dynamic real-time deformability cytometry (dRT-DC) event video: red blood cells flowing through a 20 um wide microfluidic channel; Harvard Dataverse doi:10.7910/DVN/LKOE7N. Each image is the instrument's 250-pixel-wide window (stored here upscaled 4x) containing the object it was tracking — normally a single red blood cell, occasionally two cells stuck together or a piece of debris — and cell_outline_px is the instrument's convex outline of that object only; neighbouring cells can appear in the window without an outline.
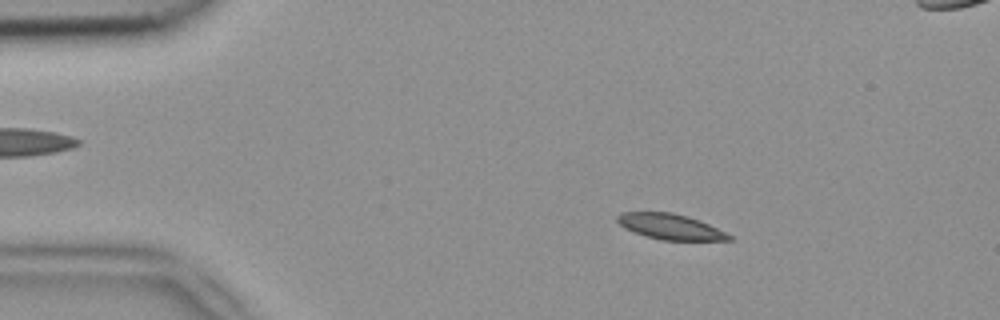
{"species": "common noctule bat (a hibernating species)", "species_latin": "Nyctalus noctula", "temperature_condition": "room temperature", "stored_images_in_passage": 49, "segment_of_instrument_passage": [1, 2], "camera_frame_rate_fps": 3000, "um_per_image_px": 0.085, "animal": {"sex": "female", "body_mass_g": 18.4}, "frame": {"image": 1, "passage_image": 5, "time_ms": 1.333, "image_size_px": [1000, 320], "cell_outline_px": [[732, 240], [660, 240], [644, 236], [624, 228], [616, 220], [616, 216], [620, 212], [672, 212], [688, 216], [700, 220], [732, 236]], "centroid_in_image_um": [56.93, 19.26], "position_along_channel_um": 28.1, "area_um2": 16.65}}
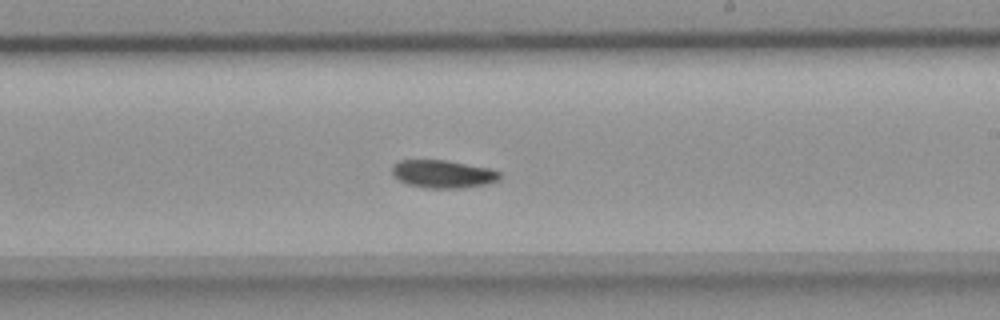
{"frame": {"image": 2, "passage_image": 27, "time_ms": 8.667, "image_size_px": [1000, 320], "cell_outline_px": [[500, 180], [484, 184], [464, 188], [424, 188], [408, 184], [392, 176], [392, 164], [400, 160], [444, 160], [492, 168], [500, 172]], "centroid_in_image_um": [37.64, 14.79], "position_along_channel_um": 251.4, "area_um2": 17.63}}
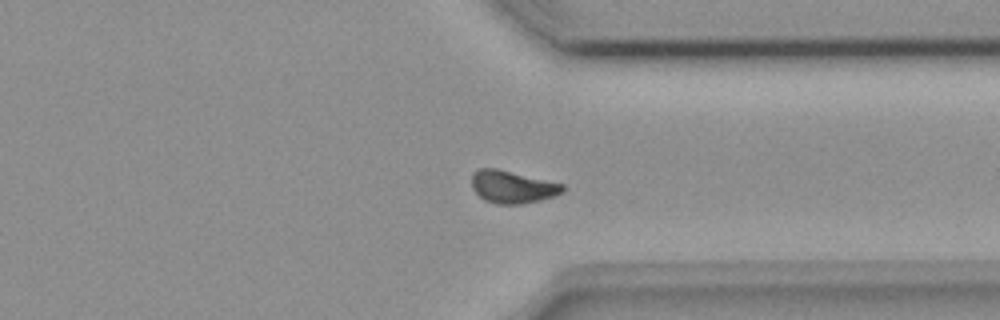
{"frame": {"image": 3, "passage_image": 36, "time_ms": 11.667, "image_size_px": [1000, 320], "cell_outline_px": [[564, 192], [556, 196], [540, 200], [520, 204], [496, 204], [484, 200], [472, 188], [472, 172], [476, 168], [496, 168], [564, 184]], "centroid_in_image_um": [43.55, 15.88], "position_along_channel_um": 367.9, "area_um2": 17.34}}